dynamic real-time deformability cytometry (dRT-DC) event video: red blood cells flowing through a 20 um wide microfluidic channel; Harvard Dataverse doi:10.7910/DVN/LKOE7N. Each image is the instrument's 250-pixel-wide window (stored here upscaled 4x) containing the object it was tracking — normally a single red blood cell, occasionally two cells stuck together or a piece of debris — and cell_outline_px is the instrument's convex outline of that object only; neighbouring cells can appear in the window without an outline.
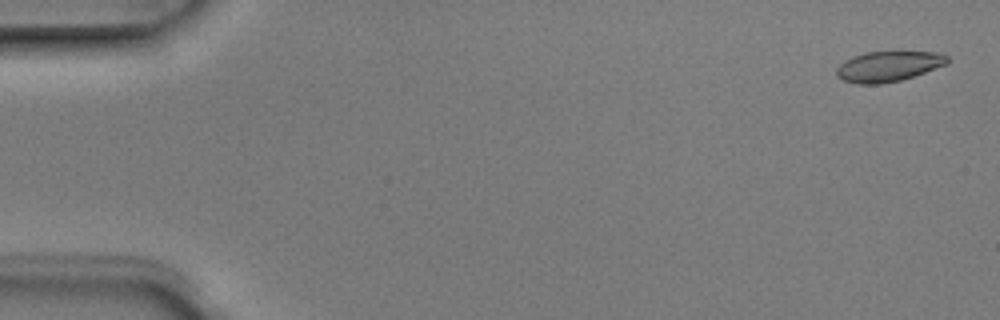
{"species": "Egyptian fruit bat (a non-hibernating species)", "species_latin": "Rousettus aegyptiacus", "temperature_condition": "room temperature", "stored_images_in_passage": 4, "camera_frame_rate_fps": 3000, "um_per_image_px": 0.085, "animal": {"sex": "male"}, "frame": {"image": 1, "passage_image": 1, "time_ms": 0.0, "image_size_px": [1000, 320], "cell_outline_px": [[948, 64], [900, 80], [880, 84], [856, 84], [844, 80], [836, 76], [836, 68], [844, 60], [852, 56], [864, 52], [940, 52], [948, 56]], "centroid_in_image_um": [75.48, 5.63], "position_along_channel_um": 9.5, "area_um2": 19.59}}
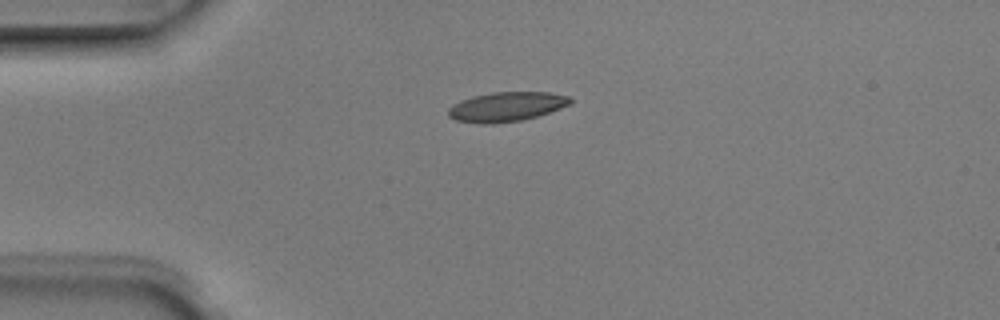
{"frame": {"image": 2, "passage_image": 3, "time_ms": 0.667, "image_size_px": [1000, 320], "cell_outline_px": [[572, 104], [536, 116], [520, 120], [492, 124], [480, 124], [456, 120], [448, 116], [448, 108], [452, 104], [460, 100], [472, 96], [492, 92], [548, 92], [572, 96]], "centroid_in_image_um": [43.04, 9.06], "position_along_channel_um": 42.0, "area_um2": 21.1}}